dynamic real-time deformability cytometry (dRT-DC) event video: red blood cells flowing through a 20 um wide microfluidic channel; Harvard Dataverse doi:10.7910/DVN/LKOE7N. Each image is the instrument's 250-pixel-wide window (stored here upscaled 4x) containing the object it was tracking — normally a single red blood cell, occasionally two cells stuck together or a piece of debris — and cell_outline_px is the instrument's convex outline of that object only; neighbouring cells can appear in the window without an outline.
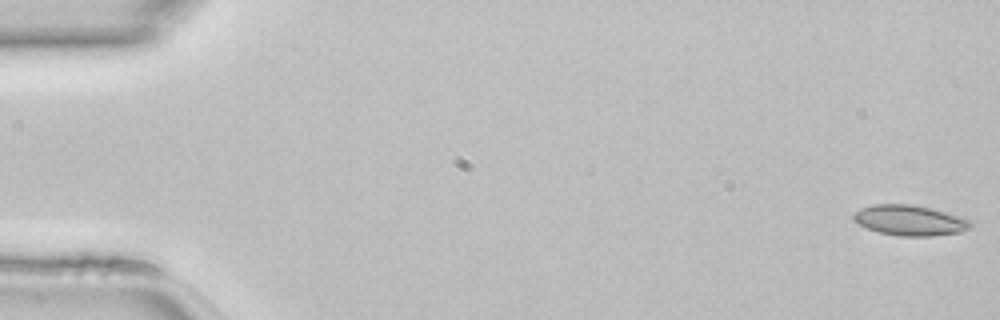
{"species": "common noctule bat (a hibernating species)", "species_latin": "Nyctalus noctula", "temperature_condition": "room temperature", "stored_images_in_passage": 48, "camera_frame_rate_fps": 3000, "um_per_image_px": 0.085, "animal": {"sex": "female", "body_mass_g": 22.7, "forearm_length_mm": 54.2}, "frame": {"image": 1, "passage_image": 1, "time_ms": 0.0, "image_size_px": [1000, 320], "cell_outline_px": [[972, 224], [968, 228], [960, 232], [932, 236], [900, 236], [876, 232], [856, 224], [852, 220], [852, 216], [860, 208], [872, 204], [912, 204], [932, 208], [960, 216], [968, 220]], "centroid_in_image_um": [77.26, 18.73], "position_along_channel_um": 7.7, "area_um2": 20.92}}
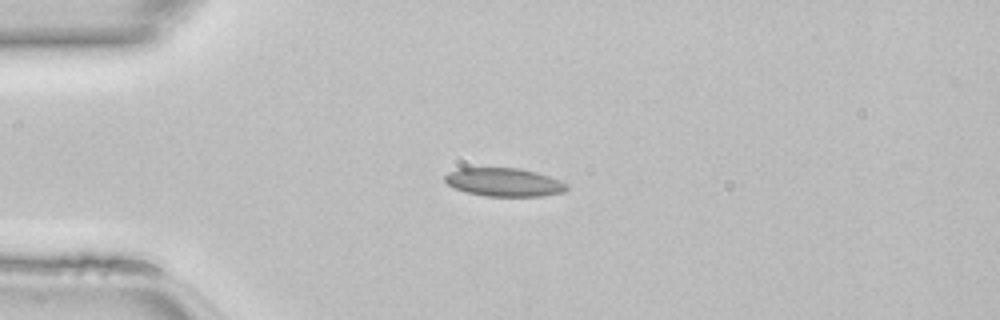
{"frame": {"image": 2, "passage_image": 12, "time_ms": 3.667, "image_size_px": [1000, 320], "cell_outline_px": [[568, 188], [564, 192], [544, 196], [484, 196], [464, 192], [448, 184], [444, 180], [444, 176], [448, 172], [456, 168], [520, 168], [536, 172], [560, 180], [568, 184]], "centroid_in_image_um": [42.84, 15.49], "position_along_channel_um": 42.2, "area_um2": 20.29}}
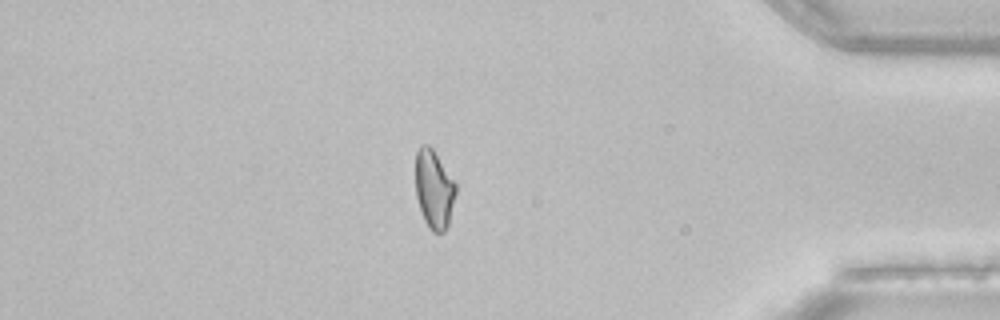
{"frame": {"image": 3, "passage_image": 41, "time_ms": 13.333, "image_size_px": [1000, 320], "cell_outline_px": [[456, 192], [448, 224], [444, 232], [432, 232], [428, 228], [424, 220], [416, 196], [416, 152], [420, 144], [428, 144], [432, 148], [456, 184]], "centroid_in_image_um": [36.88, 16.08], "position_along_channel_um": 398.3, "area_um2": 18.26}}